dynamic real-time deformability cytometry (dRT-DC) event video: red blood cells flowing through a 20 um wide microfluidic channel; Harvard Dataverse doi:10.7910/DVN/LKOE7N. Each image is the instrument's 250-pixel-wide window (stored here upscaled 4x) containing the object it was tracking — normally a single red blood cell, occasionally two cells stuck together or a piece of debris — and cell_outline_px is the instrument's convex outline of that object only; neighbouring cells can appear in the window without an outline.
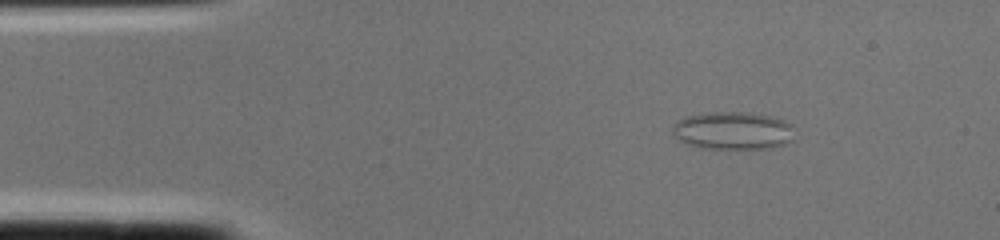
{"species": "common noctule bat (a hibernating species)", "species_latin": "Nyctalus noctula", "temperature_condition": "cold", "stored_images_in_passage": 2, "camera_frame_rate_fps": 3000, "um_per_image_px": 0.085, "animal": {"sex": "female", "body_mass_g": 22.0, "forearm_length_mm": 56.7}, "frame": {"image": 1, "passage_image": 1, "time_ms": 0.0, "image_size_px": [1000, 240], "cell_outline_px": [[792, 140], [784, 144], [772, 148], [704, 148], [688, 144], [672, 136], [672, 124], [684, 116], [708, 112], [748, 112], [776, 116], [792, 124]], "centroid_in_image_um": [62.28, 11.08], "position_along_channel_um": 22.7, "area_um2": 27.17}}